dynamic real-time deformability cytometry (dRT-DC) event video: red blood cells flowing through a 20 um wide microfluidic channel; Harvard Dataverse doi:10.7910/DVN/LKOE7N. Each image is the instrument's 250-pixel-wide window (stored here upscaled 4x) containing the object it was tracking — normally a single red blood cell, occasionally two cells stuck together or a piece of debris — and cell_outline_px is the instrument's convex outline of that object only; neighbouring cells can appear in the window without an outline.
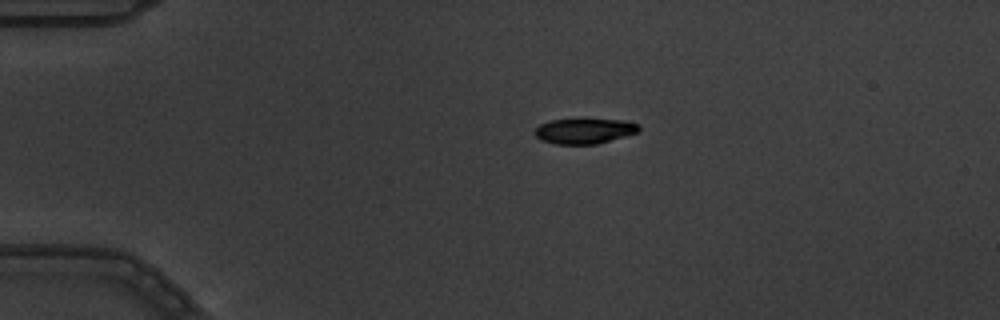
{"species": "common noctule bat (a hibernating species)", "species_latin": "Nyctalus noctula", "temperature_condition": "warm", "stored_images_in_passage": 9, "camera_frame_rate_fps": 3000, "um_per_image_px": 0.085, "animal": {"sex": "male", "body_mass_g": 19.5, "forearm_length_mm": 54.6}, "frame": {"image": 1, "passage_image": 1, "time_ms": 0.0, "image_size_px": [1000, 320], "cell_outline_px": [[640, 132], [596, 144], [556, 144], [540, 140], [532, 132], [540, 124], [552, 120], [576, 116], [580, 116], [628, 120], [640, 124]], "centroid_in_image_um": [49.7, 11.07], "position_along_channel_um": 35.3, "area_um2": 16.47}}
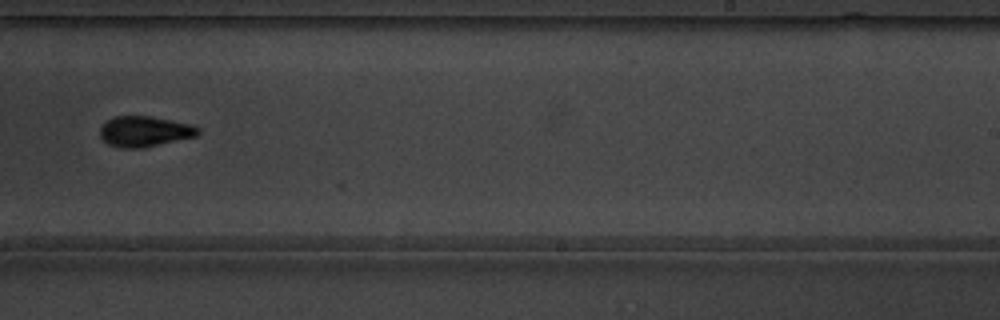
{"frame": {"image": 2, "passage_image": 8, "time_ms": 2.333, "image_size_px": [1000, 320], "cell_outline_px": [[200, 132], [196, 136], [144, 148], [124, 148], [108, 144], [100, 136], [100, 128], [108, 120], [116, 116], [148, 116], [192, 124], [200, 128]], "centroid_in_image_um": [12.31, 11.18], "position_along_channel_um": 276.7, "area_um2": 17.34}}
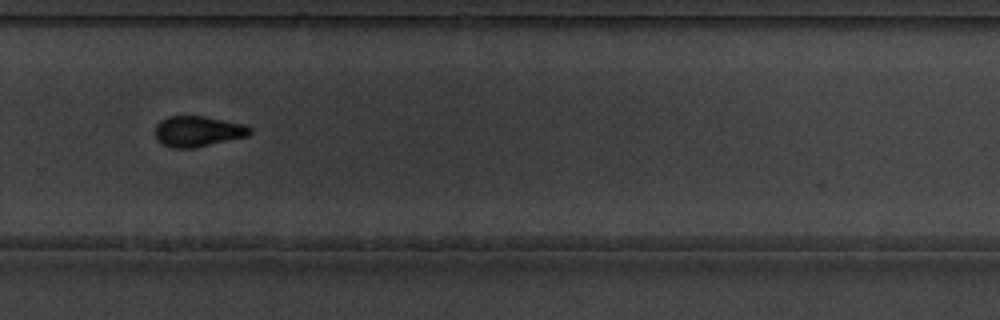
{"frame": {"image": 3, "passage_image": 9, "time_ms": 2.667, "image_size_px": [1000, 320], "cell_outline_px": [[252, 132], [248, 136], [196, 148], [172, 148], [156, 140], [156, 124], [160, 120], [168, 116], [204, 116], [244, 124], [252, 128]], "centroid_in_image_um": [16.83, 11.16], "position_along_channel_um": 313.0, "area_um2": 17.05}}